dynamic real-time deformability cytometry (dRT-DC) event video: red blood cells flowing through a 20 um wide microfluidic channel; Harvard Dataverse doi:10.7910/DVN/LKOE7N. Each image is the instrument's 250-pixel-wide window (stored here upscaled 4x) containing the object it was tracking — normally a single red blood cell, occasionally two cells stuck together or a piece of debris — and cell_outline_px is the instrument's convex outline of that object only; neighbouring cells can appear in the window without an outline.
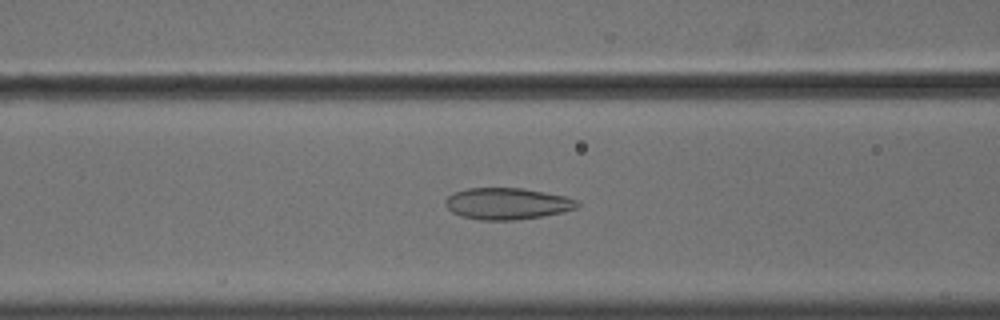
{"species": "common noctule bat (a hibernating species)", "species_latin": "Nyctalus noctula", "temperature_condition": "cold", "stored_images_in_passage": 55, "camera_frame_rate_fps": 3000, "um_per_image_px": 0.085, "animal": {"sex": "male", "body_mass_g": 18.8}, "frame": {"image": 1, "passage_image": 23, "time_ms": 7.333, "image_size_px": [1000, 320], "cell_outline_px": [[580, 204], [576, 208], [564, 212], [516, 220], [480, 220], [460, 216], [452, 212], [444, 204], [444, 200], [452, 192], [468, 188], [524, 188], [564, 196], [576, 200]], "centroid_in_image_um": [43.07, 17.31], "position_along_channel_um": 123.5, "area_um2": 24.33}}
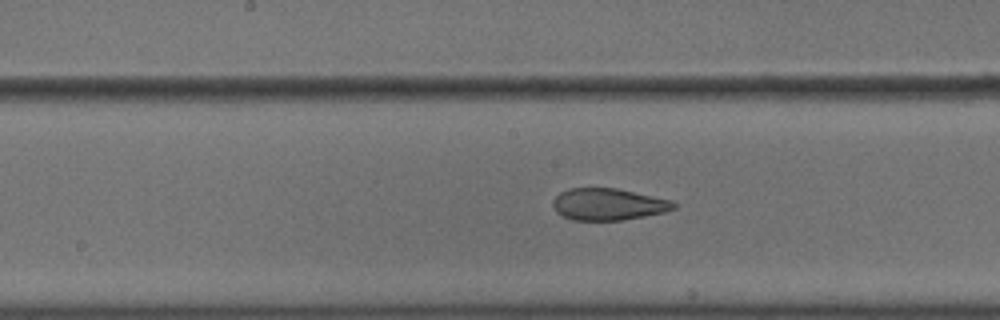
{"frame": {"image": 2, "passage_image": 29, "time_ms": 9.333, "image_size_px": [1000, 320], "cell_outline_px": [[676, 208], [664, 212], [644, 216], [620, 220], [572, 220], [556, 212], [552, 204], [552, 200], [560, 192], [568, 188], [616, 188], [672, 200], [676, 204]], "centroid_in_image_um": [51.68, 17.36], "position_along_channel_um": 196.5, "area_um2": 22.37}}
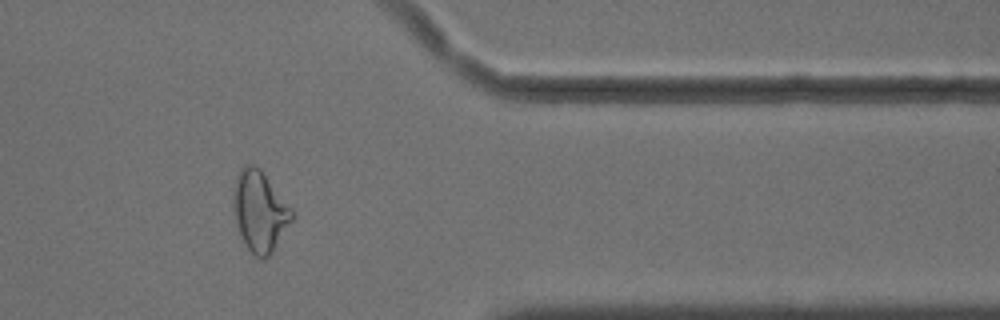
{"frame": {"image": 3, "passage_image": 46, "time_ms": 15.0, "image_size_px": [1000, 320], "cell_outline_px": [[292, 220], [272, 252], [264, 260], [260, 260], [248, 248], [240, 236], [236, 224], [232, 208], [236, 176], [240, 168], [244, 164], [256, 164], [260, 168], [292, 208]], "centroid_in_image_um": [22.05, 17.94], "position_along_channel_um": 389.3, "area_um2": 27.51}, "authors_computed_cell_mechanics": {"area_um2": 26.4146, "velocity_mm_per_s": 3.6288, "shape_relaxation_time_tau1_ms": null, "shape_relaxation_time_tau2_ms": 1.5319, "deformation_change_tau1": null, "deformation_change_tau2": 0.0721}}